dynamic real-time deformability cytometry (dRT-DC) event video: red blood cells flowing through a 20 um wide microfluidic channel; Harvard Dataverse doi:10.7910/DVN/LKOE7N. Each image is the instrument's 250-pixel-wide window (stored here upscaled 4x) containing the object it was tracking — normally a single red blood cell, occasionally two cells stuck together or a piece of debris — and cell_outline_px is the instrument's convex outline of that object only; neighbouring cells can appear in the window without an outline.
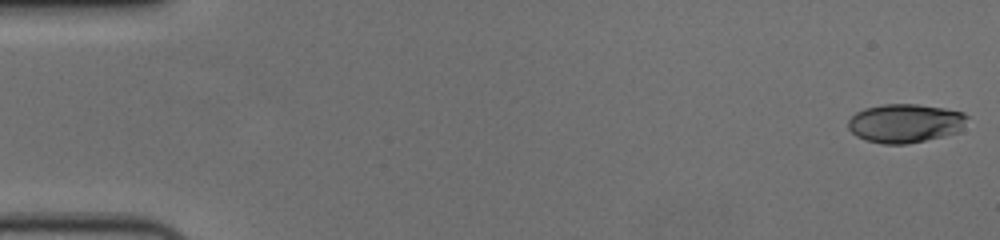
{"species": "human", "species_latin": "Homo sapiens", "temperature_condition": "cold", "stored_images_in_passage": 17, "camera_frame_rate_fps": 3000, "um_per_image_px": 0.085, "donor": {"sex": "female"}, "frame": {"image": 1, "passage_image": 1, "time_ms": 0.0, "image_size_px": [1000, 240], "cell_outline_px": [[968, 116], [960, 132], [944, 136], [908, 144], [884, 144], [868, 140], [856, 136], [848, 128], [848, 120], [856, 112], [864, 108], [884, 104], [916, 104], [944, 108], [964, 112]], "centroid_in_image_um": [76.95, 10.47], "position_along_channel_um": 8.0, "area_um2": 26.99}}
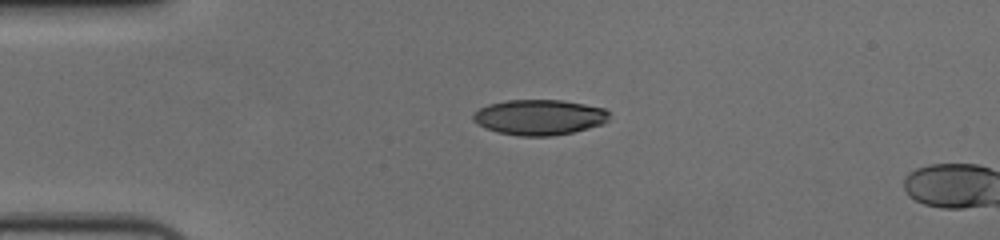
{"frame": {"image": 2, "passage_image": 14, "time_ms": 4.333, "image_size_px": [1000, 240], "cell_outline_px": [[612, 112], [608, 120], [604, 124], [572, 132], [552, 136], [520, 136], [496, 132], [484, 128], [472, 120], [472, 116], [480, 108], [488, 104], [504, 100], [560, 100], [584, 104], [604, 108]], "centroid_in_image_um": [45.85, 9.97], "position_along_channel_um": 39.1, "area_um2": 28.32}}